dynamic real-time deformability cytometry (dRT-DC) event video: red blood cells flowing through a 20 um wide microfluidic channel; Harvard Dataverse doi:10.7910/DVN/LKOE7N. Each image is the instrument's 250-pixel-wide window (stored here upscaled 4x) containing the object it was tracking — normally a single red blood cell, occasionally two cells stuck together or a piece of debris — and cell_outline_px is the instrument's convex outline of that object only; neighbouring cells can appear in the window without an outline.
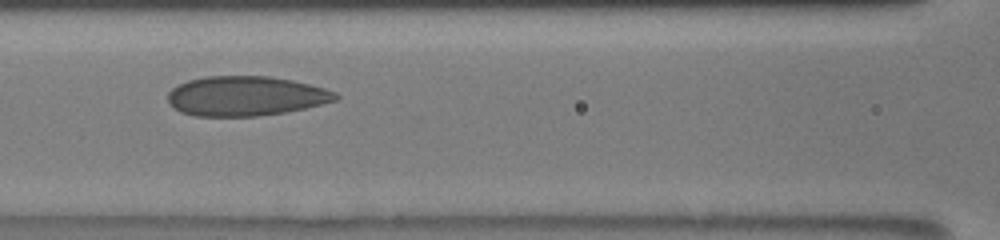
{"species": "human", "species_latin": "Homo sapiens", "temperature_condition": "room temperature", "stored_images_in_passage": 42, "camera_frame_rate_fps": 3000, "um_per_image_px": 0.085, "donor": {"sex": "male"}, "frame": {"image": 1, "passage_image": 15, "time_ms": 3.0, "image_size_px": [1000, 240], "cell_outline_px": [[340, 96], [336, 100], [304, 108], [284, 112], [256, 116], [192, 116], [180, 112], [168, 100], [168, 92], [172, 88], [188, 80], [204, 76], [268, 76], [292, 80], [324, 88], [336, 92]], "centroid_in_image_um": [20.87, 8.16], "position_along_channel_um": 145.7, "area_um2": 38.61}}
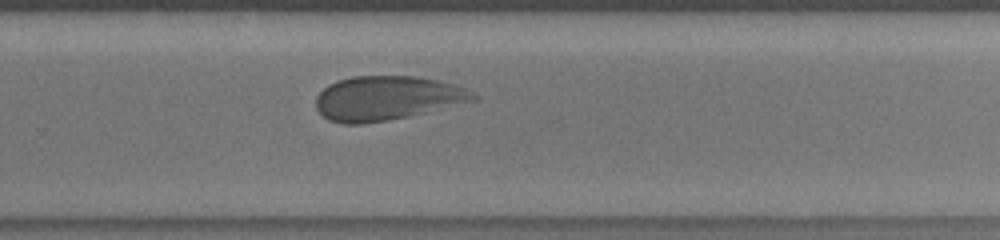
{"frame": {"image": 2, "passage_image": 35, "time_ms": 7.0, "image_size_px": [1000, 240], "cell_outline_px": [[480, 96], [476, 100], [408, 116], [388, 120], [360, 124], [344, 124], [328, 120], [316, 108], [316, 96], [328, 84], [336, 80], [352, 76], [420, 76], [452, 84], [464, 88]], "centroid_in_image_um": [32.86, 8.33], "position_along_channel_um": 296.9, "area_um2": 40.46}}
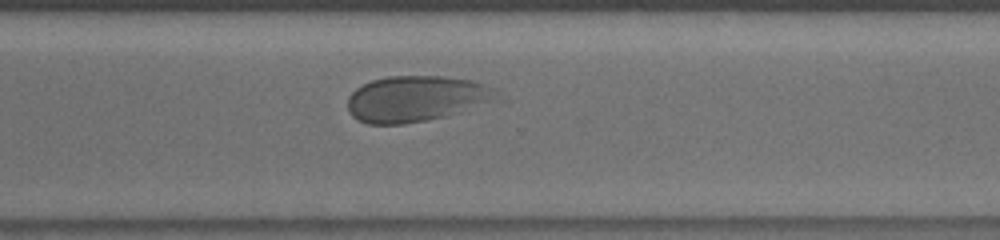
{"frame": {"image": 3, "passage_image": 39, "time_ms": 8.0, "image_size_px": [1000, 240], "cell_outline_px": [[512, 100], [444, 116], [404, 124], [368, 124], [356, 120], [348, 112], [348, 96], [356, 88], [372, 80], [388, 76], [444, 76], [472, 80], [500, 88]], "centroid_in_image_um": [35.62, 8.38], "position_along_channel_um": 335.0, "area_um2": 41.56}}